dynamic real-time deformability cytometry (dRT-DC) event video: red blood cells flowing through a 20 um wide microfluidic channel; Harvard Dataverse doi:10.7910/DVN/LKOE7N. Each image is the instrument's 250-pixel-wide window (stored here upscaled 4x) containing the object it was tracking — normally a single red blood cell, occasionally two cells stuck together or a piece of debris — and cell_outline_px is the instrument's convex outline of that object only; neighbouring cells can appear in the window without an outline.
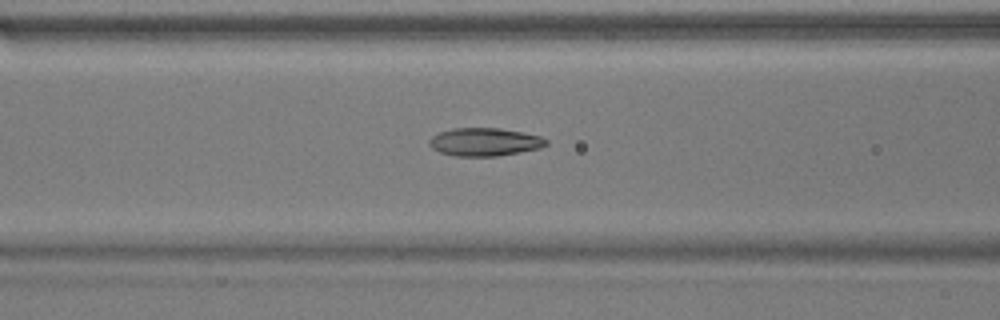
{"species": "common noctule bat (a hibernating species)", "species_latin": "Nyctalus noctula", "temperature_condition": "warm", "stored_images_in_passage": 54, "camera_frame_rate_fps": 3000, "um_per_image_px": 0.085, "animal": {"sex": "male", "body_mass_g": 17.9}, "frame": {"image": 1, "passage_image": 22, "time_ms": 7.0, "image_size_px": [1000, 320], "cell_outline_px": [[548, 144], [540, 148], [496, 156], [456, 156], [440, 152], [432, 148], [428, 144], [428, 140], [432, 136], [440, 132], [452, 128], [500, 128], [540, 136], [548, 140]], "centroid_in_image_um": [41.17, 12.06], "position_along_channel_um": 125.4, "area_um2": 19.02}}
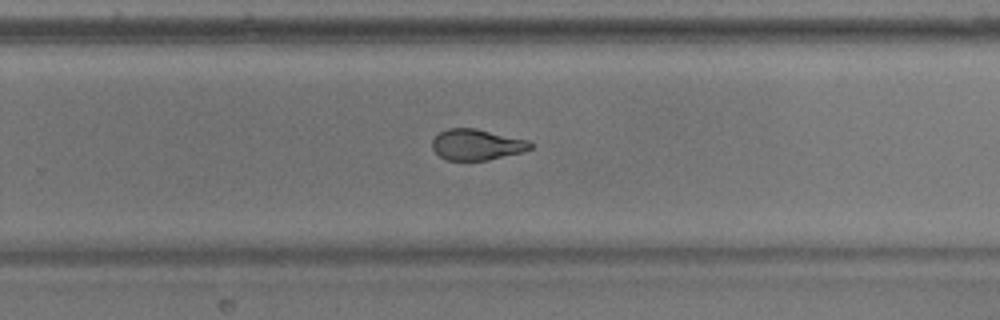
{"frame": {"image": 2, "passage_image": 35, "time_ms": 11.333, "image_size_px": [1000, 320], "cell_outline_px": [[532, 148], [520, 152], [488, 160], [444, 160], [432, 148], [432, 140], [440, 132], [448, 128], [476, 128], [528, 140], [532, 144]], "centroid_in_image_um": [40.5, 12.29], "position_along_channel_um": 289.3, "area_um2": 17.57}}
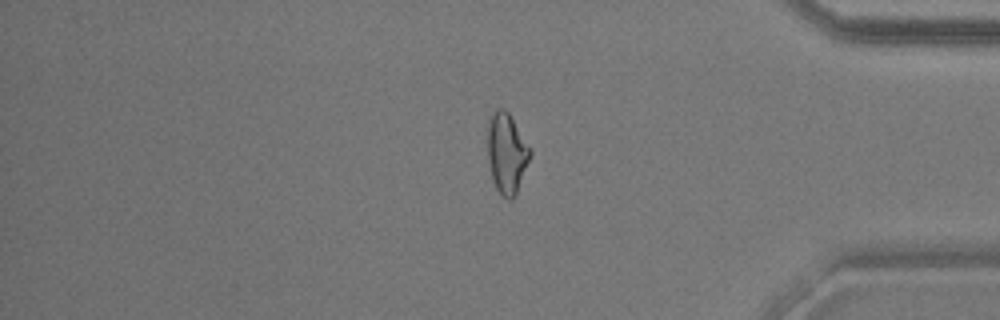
{"frame": {"image": 3, "passage_image": 45, "time_ms": 14.667, "image_size_px": [1000, 320], "cell_outline_px": [[532, 152], [516, 196], [512, 200], [508, 200], [500, 196], [492, 180], [488, 160], [488, 116], [496, 108], [504, 108], [508, 112], [532, 148]], "centroid_in_image_um": [43.07, 13.03], "position_along_channel_um": 392.1, "area_um2": 20.4}, "authors_computed_cell_mechanics": {"area_um2": 19.2763, "velocity_mm_per_s": 3.7841, "shape_relaxation_time_tau1_ms": 9.216, "shape_relaxation_time_tau2_ms": 1.6256, "deformation_change_tau1": 0.2418, "deformation_change_tau2": 0.0892}}